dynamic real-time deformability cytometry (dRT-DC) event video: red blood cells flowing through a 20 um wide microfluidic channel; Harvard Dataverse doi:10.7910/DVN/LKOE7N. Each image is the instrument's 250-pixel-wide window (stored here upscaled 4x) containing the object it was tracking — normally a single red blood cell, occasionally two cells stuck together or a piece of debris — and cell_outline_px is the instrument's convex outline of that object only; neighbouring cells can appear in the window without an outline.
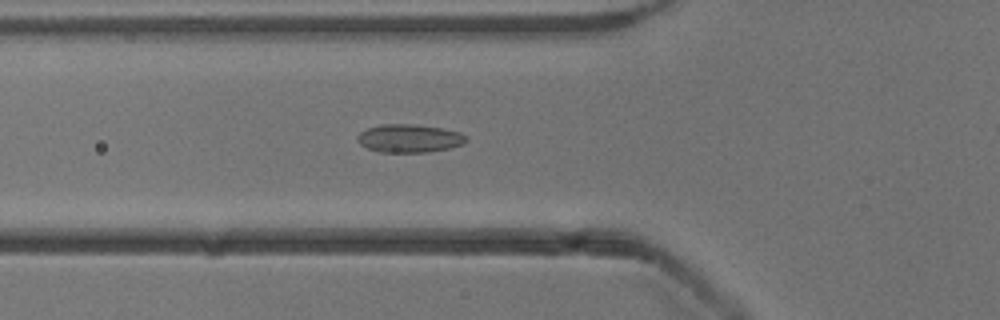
{"species": "common noctule bat (a hibernating species)", "species_latin": "Nyctalus noctula", "temperature_condition": "cold", "stored_images_in_passage": 31, "camera_frame_rate_fps": 3000, "um_per_image_px": 0.085, "animal": {"sex": "male", "body_mass_g": 13.3}, "frame": {"image": 1, "passage_image": 3, "time_ms": 0.667, "image_size_px": [1000, 320], "cell_outline_px": [[468, 140], [464, 144], [448, 148], [428, 152], [380, 152], [368, 148], [360, 144], [356, 140], [356, 136], [360, 132], [368, 128], [380, 124], [412, 124], [444, 128], [460, 132]], "centroid_in_image_um": [34.78, 11.75], "position_along_channel_um": 91.0, "area_um2": 17.92}}
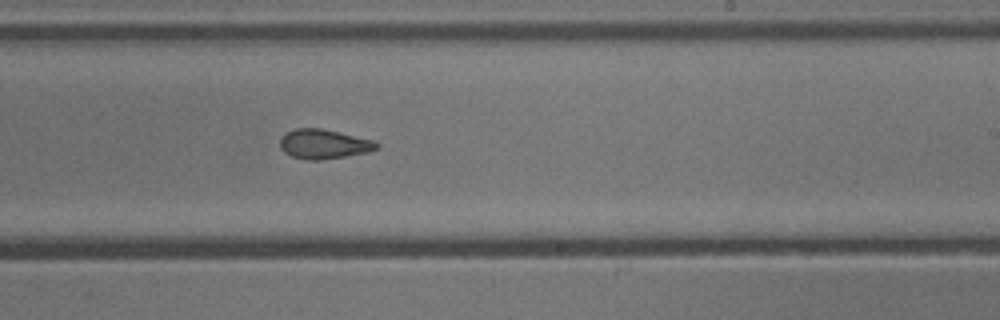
{"frame": {"image": 2, "passage_image": 16, "time_ms": 5.0, "image_size_px": [1000, 320], "cell_outline_px": [[380, 144], [376, 148], [368, 152], [320, 160], [304, 160], [292, 156], [284, 152], [280, 148], [280, 140], [288, 132], [296, 128], [320, 128], [372, 140]], "centroid_in_image_um": [27.49, 12.25], "position_along_channel_um": 261.5, "area_um2": 16.3}}
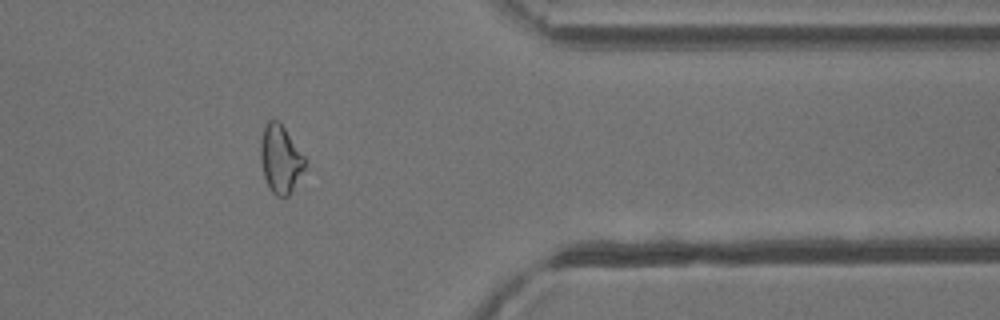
{"frame": {"image": 3, "passage_image": 27, "time_ms": 8.667, "image_size_px": [1000, 320], "cell_outline_px": [[304, 168], [288, 196], [284, 200], [276, 196], [272, 192], [264, 176], [260, 160], [260, 140], [264, 124], [268, 120], [280, 120], [304, 156]], "centroid_in_image_um": [23.8, 13.49], "position_along_channel_um": 387.6, "area_um2": 17.63}}